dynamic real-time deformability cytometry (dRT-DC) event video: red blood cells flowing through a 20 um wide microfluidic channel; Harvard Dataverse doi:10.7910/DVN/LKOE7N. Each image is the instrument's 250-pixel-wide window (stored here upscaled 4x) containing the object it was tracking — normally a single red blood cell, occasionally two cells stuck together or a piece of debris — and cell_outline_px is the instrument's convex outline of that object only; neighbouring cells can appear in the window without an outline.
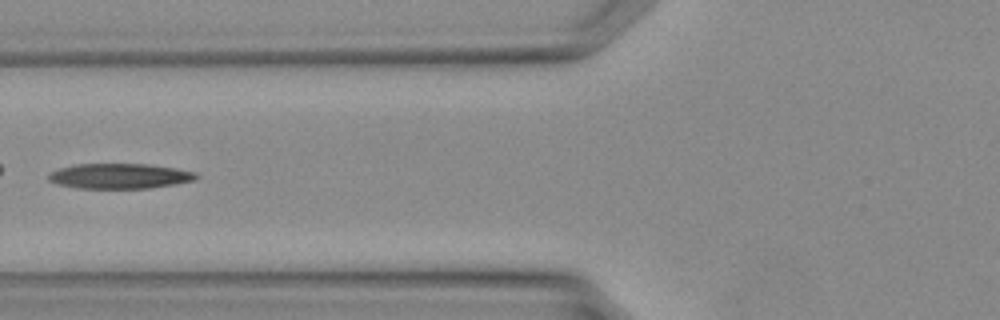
{"species": "Egyptian fruit bat (a non-hibernating species)", "species_latin": "Rousettus aegyptiacus", "temperature_condition": "warm", "stored_images_in_passage": 18, "camera_frame_rate_fps": 3000, "um_per_image_px": 0.085, "animal": {"sex": "female"}, "frame": {"image": 1, "passage_image": 6, "time_ms": 1.667, "image_size_px": [1000, 320], "cell_outline_px": [[200, 176], [196, 180], [148, 188], [76, 188], [60, 184], [48, 180], [48, 176], [52, 172], [60, 168], [76, 164], [148, 164], [176, 168], [196, 172]], "centroid_in_image_um": [10.21, 14.96], "position_along_channel_um": 115.6, "area_um2": 21.5}}
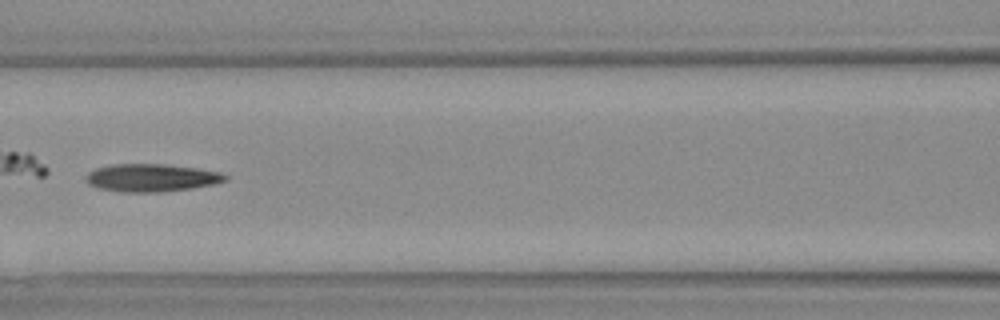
{"frame": {"image": 2, "passage_image": 8, "time_ms": 2.333, "image_size_px": [1000, 320], "cell_outline_px": [[228, 180], [212, 184], [192, 188], [164, 192], [124, 192], [100, 188], [88, 184], [84, 180], [88, 172], [96, 168], [116, 164], [160, 164], [196, 168], [220, 172], [228, 176]], "centroid_in_image_um": [12.87, 15.11], "position_along_channel_um": 153.7, "area_um2": 22.43}}